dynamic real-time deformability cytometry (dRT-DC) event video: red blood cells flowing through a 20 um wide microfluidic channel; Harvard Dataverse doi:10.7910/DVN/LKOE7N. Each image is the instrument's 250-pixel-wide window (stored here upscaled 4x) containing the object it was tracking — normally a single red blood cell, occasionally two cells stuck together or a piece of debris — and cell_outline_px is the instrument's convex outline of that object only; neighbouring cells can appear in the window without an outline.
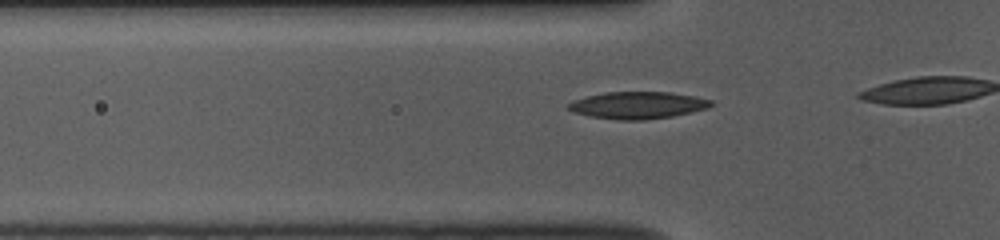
{"species": "common noctule bat (a hibernating species)", "species_latin": "Nyctalus noctula", "temperature_condition": "room temperature", "stored_images_in_passage": 9, "camera_frame_rate_fps": 3000, "um_per_image_px": 0.085, "animal": {"sex": "female", "body_mass_g": 10.0, "forearm_length_mm": 53.1}, "frame": {"image": 1, "passage_image": 6, "time_ms": 1.667, "image_size_px": [1000, 240], "cell_outline_px": [[712, 104], [708, 108], [672, 116], [644, 120], [620, 120], [592, 116], [572, 112], [568, 108], [568, 104], [572, 100], [604, 92], [668, 92], [696, 96], [712, 100]], "centroid_in_image_um": [54.21, 8.94], "position_along_channel_um": 71.6, "area_um2": 22.37}}